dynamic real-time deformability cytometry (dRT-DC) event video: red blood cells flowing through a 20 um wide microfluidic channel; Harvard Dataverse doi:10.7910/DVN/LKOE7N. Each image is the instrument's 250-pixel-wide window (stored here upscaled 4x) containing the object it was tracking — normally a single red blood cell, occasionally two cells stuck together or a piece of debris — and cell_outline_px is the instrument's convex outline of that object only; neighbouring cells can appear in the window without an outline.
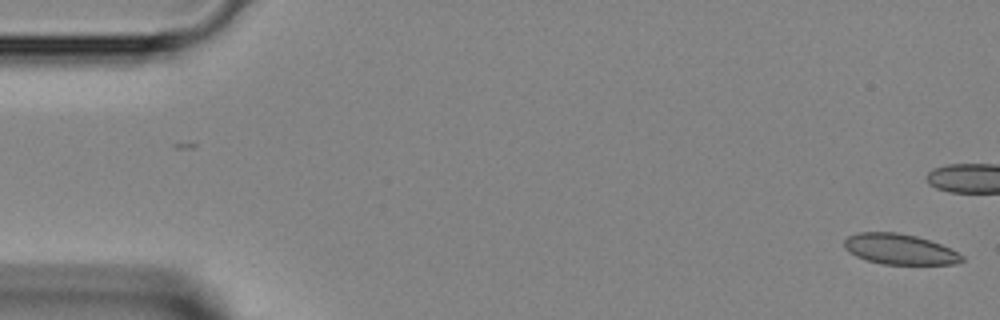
{"species": "Egyptian fruit bat (a non-hibernating species)", "species_latin": "Rousettus aegyptiacus", "temperature_condition": "room temperature", "stored_images_in_passage": 39, "camera_frame_rate_fps": 3000, "um_per_image_px": 0.085, "animal": {"sex": "female"}, "frame": {"image": 1, "passage_image": 1, "time_ms": 0.0, "image_size_px": [1000, 320], "cell_outline_px": [[964, 260], [952, 264], [884, 264], [868, 260], [856, 256], [848, 252], [844, 248], [844, 240], [848, 236], [860, 232], [896, 232], [916, 236], [940, 244], [964, 256]], "centroid_in_image_um": [76.43, 21.18], "position_along_channel_um": 8.6, "area_um2": 20.69}}
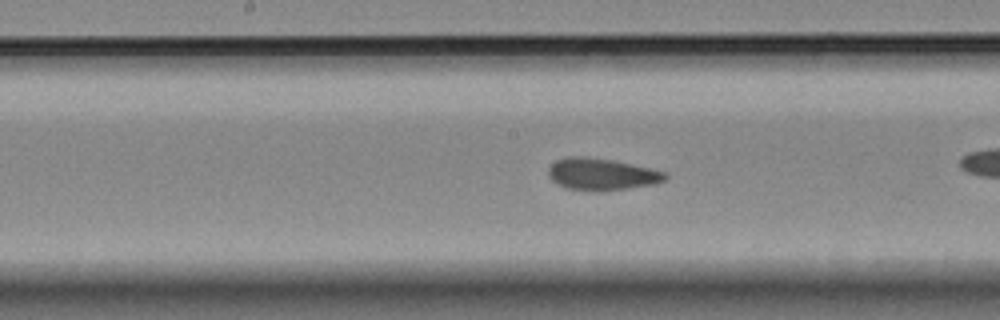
{"frame": {"image": 2, "passage_image": 22, "time_ms": 7.0, "image_size_px": [1000, 320], "cell_outline_px": [[668, 176], [664, 180], [656, 184], [628, 188], [596, 192], [568, 188], [552, 180], [548, 176], [548, 168], [556, 160], [568, 156], [584, 156], [612, 160], [668, 172]], "centroid_in_image_um": [51.15, 14.81], "position_along_channel_um": 197.0, "area_um2": 21.73}}
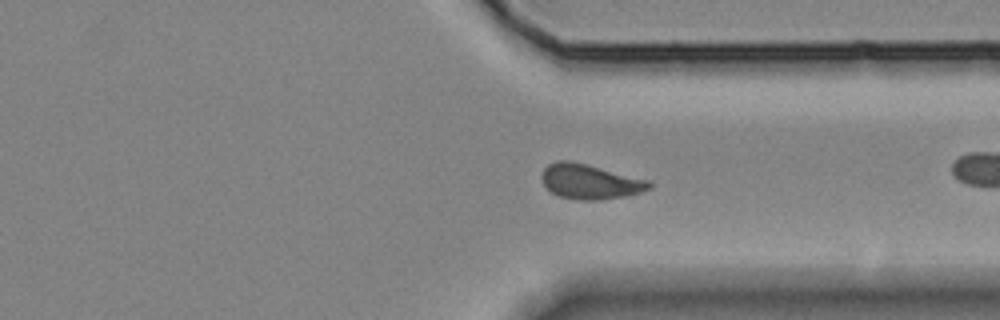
{"frame": {"image": 3, "passage_image": 33, "time_ms": 10.667, "image_size_px": [1000, 320], "cell_outline_px": [[652, 188], [640, 192], [624, 196], [600, 200], [576, 200], [560, 196], [552, 192], [544, 184], [540, 176], [544, 168], [548, 164], [556, 160], [568, 160], [588, 164], [648, 180], [652, 184]], "centroid_in_image_um": [50.13, 15.43], "position_along_channel_um": 361.3, "area_um2": 21.85}}